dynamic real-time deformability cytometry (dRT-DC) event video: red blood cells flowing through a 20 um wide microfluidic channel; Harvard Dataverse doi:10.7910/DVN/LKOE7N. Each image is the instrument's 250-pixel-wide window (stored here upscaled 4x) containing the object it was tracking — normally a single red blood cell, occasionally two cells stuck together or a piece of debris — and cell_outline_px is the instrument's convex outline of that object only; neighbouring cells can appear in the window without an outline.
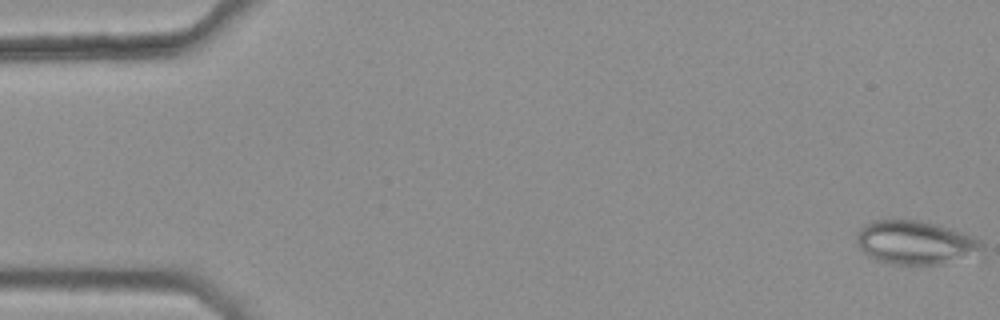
{"species": "common noctule bat (a hibernating species)", "species_latin": "Nyctalus noctula", "temperature_condition": "warm", "stored_images_in_passage": 6, "camera_frame_rate_fps": 3000, "um_per_image_px": 0.085, "animal": {"sex": "female", "body_mass_g": 25.1}, "frame": {"image": 1, "passage_image": 1, "time_ms": 0.0, "image_size_px": [1000, 320], "cell_outline_px": [[984, 248], [940, 264], [896, 264], [876, 260], [868, 256], [860, 248], [856, 240], [856, 232], [864, 224], [872, 220], [920, 220], [936, 224], [972, 236], [980, 240], [984, 244]], "centroid_in_image_um": [77.69, 20.59], "position_along_channel_um": 7.3, "area_um2": 31.15}}